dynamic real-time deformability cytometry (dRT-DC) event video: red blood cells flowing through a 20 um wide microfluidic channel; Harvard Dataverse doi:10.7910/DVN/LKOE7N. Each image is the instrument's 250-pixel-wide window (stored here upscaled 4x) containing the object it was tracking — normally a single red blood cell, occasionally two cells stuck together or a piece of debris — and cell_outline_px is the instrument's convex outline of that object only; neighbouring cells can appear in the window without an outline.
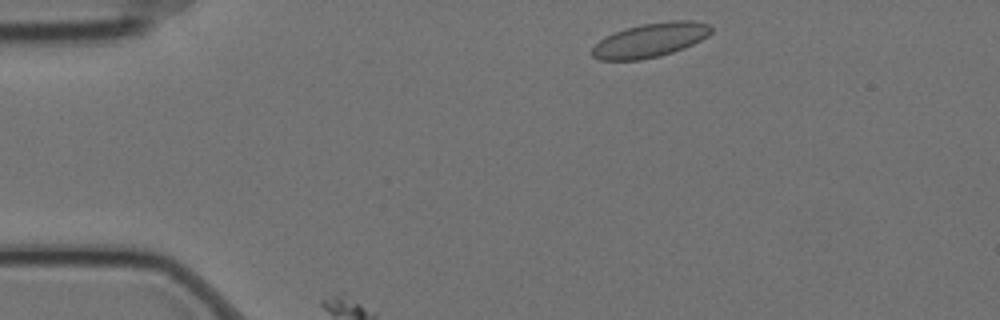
{"species": "Egyptian fruit bat (a non-hibernating species)", "species_latin": "Rousettus aegyptiacus", "temperature_condition": "cold", "stored_images_in_passage": 4, "camera_frame_rate_fps": 3000, "um_per_image_px": 0.085, "animal": {"sex": "female"}, "frame": {"image": 1, "passage_image": 1, "time_ms": 0.0, "image_size_px": [1000, 320], "cell_outline_px": [[712, 32], [708, 36], [684, 48], [660, 56], [640, 60], [600, 60], [592, 56], [592, 48], [600, 40], [624, 28], [644, 24], [672, 20], [688, 20], [708, 24], [712, 28]], "centroid_in_image_um": [55.28, 3.42], "position_along_channel_um": 29.7, "area_um2": 23.47}}
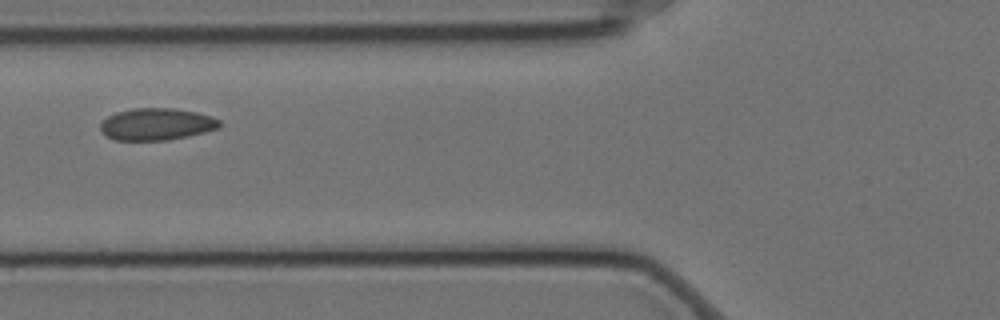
{"frame": {"image": 2, "passage_image": 4, "time_ms": 1.0, "image_size_px": [1000, 320], "cell_outline_px": [[220, 128], [188, 136], [168, 140], [116, 140], [108, 136], [100, 128], [100, 124], [108, 116], [116, 112], [132, 108], [172, 108], [196, 112], [212, 116], [220, 120]], "centroid_in_image_um": [13.33, 10.55], "position_along_channel_um": 112.5, "area_um2": 22.14}}